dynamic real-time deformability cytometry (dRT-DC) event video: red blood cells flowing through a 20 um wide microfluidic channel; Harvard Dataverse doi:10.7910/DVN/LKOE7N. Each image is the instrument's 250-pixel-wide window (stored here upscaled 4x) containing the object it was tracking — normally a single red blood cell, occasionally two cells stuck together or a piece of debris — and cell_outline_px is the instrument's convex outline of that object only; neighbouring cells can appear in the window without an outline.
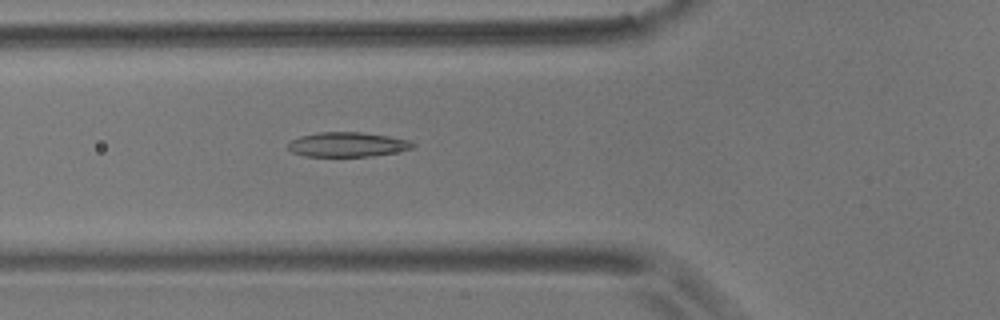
{"species": "common noctule bat (a hibernating species)", "species_latin": "Nyctalus noctula", "temperature_condition": "room temperature", "stored_images_in_passage": 34, "camera_frame_rate_fps": 3000, "um_per_image_px": 0.085, "animal": {"sex": "male", "body_mass_g": 17.9}, "frame": {"image": 1, "passage_image": 3, "time_ms": 0.667, "image_size_px": [1000, 320], "cell_outline_px": [[416, 144], [412, 148], [396, 152], [372, 156], [304, 156], [292, 152], [288, 148], [288, 144], [292, 140], [300, 136], [320, 132], [360, 132], [388, 136], [408, 140]], "centroid_in_image_um": [29.52, 12.28], "position_along_channel_um": 96.3, "area_um2": 17.74}}
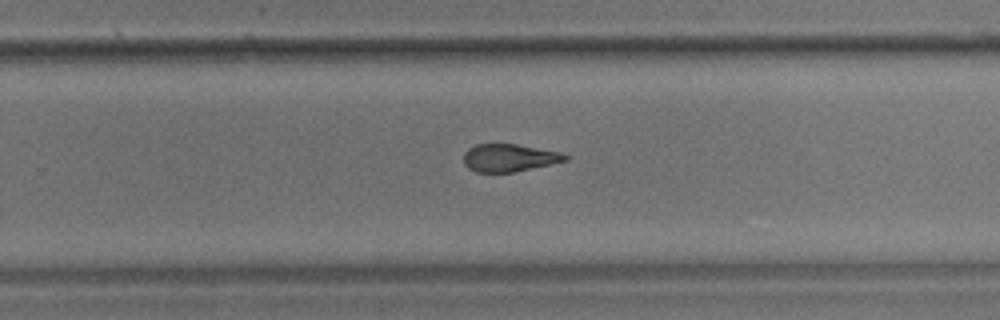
{"frame": {"image": 2, "passage_image": 19, "time_ms": 6.0, "image_size_px": [1000, 320], "cell_outline_px": [[568, 160], [552, 164], [516, 172], [476, 172], [468, 168], [464, 164], [464, 152], [468, 148], [476, 144], [516, 144], [560, 152], [568, 156]], "centroid_in_image_um": [43.27, 13.42], "position_along_channel_um": 286.5, "area_um2": 16.42}}
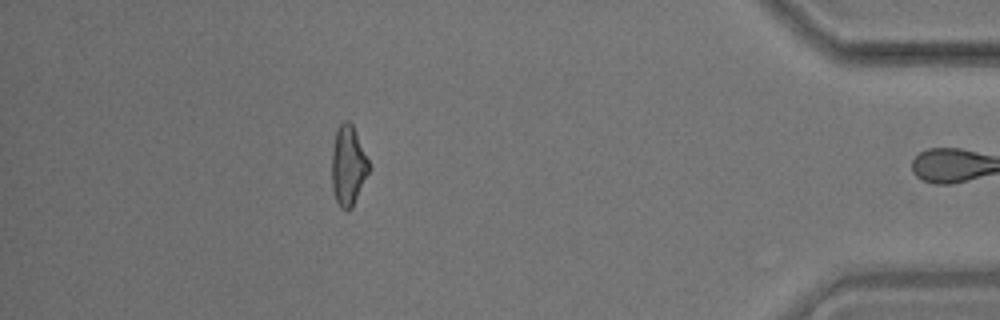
{"frame": {"image": 3, "passage_image": 33, "time_ms": 10.667, "image_size_px": [1000, 320], "cell_outline_px": [[372, 168], [352, 208], [340, 208], [336, 200], [332, 188], [332, 148], [336, 128], [344, 120], [348, 120], [352, 124]], "centroid_in_image_um": [29.6, 14.07], "position_along_channel_um": 405.6, "area_um2": 17.46}}